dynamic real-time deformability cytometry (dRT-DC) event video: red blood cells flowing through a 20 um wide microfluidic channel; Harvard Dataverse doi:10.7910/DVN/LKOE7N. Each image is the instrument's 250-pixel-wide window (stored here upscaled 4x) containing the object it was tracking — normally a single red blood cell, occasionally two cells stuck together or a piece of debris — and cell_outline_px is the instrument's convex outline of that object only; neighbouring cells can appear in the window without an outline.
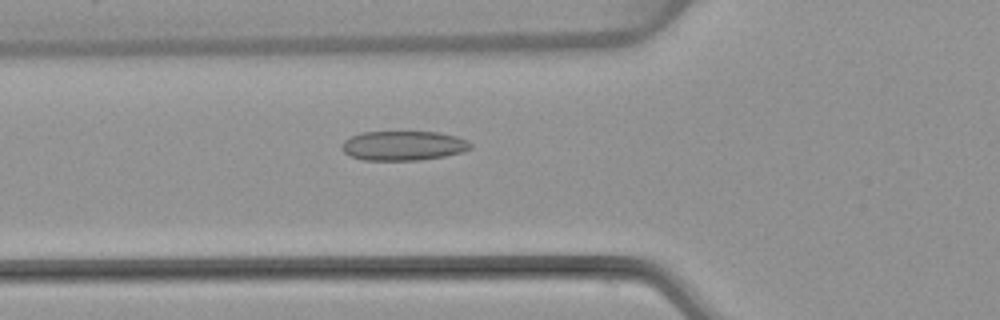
{"species": "common noctule bat (a hibernating species)", "species_latin": "Nyctalus noctula", "temperature_condition": "warm", "stored_images_in_passage": 53, "camera_frame_rate_fps": 3000, "um_per_image_px": 0.085, "animal": {"sex": "female", "body_mass_g": 22.7, "forearm_length_mm": 54.2}, "frame": {"image": 1, "passage_image": 19, "time_ms": 6.0, "image_size_px": [1000, 320], "cell_outline_px": [[472, 148], [464, 152], [444, 156], [420, 160], [364, 160], [352, 156], [344, 152], [340, 148], [340, 144], [344, 140], [360, 132], [436, 132], [456, 136], [468, 140], [472, 144]], "centroid_in_image_um": [34.29, 12.38], "position_along_channel_um": 91.5, "area_um2": 22.25}}
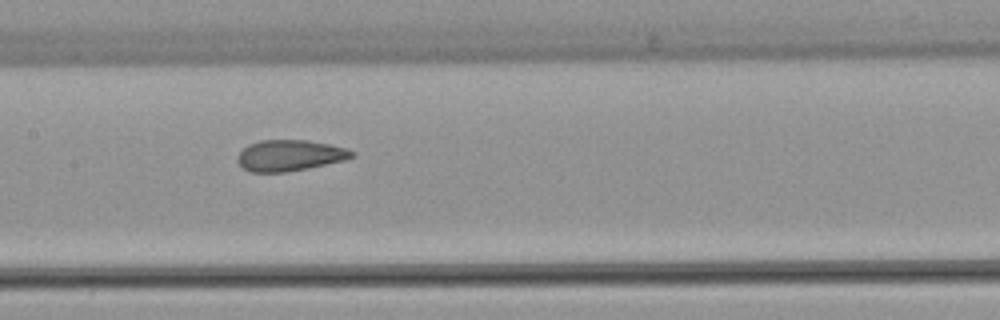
{"frame": {"image": 2, "passage_image": 26, "time_ms": 8.333, "image_size_px": [1000, 320], "cell_outline_px": [[356, 156], [344, 160], [308, 168], [288, 172], [252, 172], [244, 168], [236, 160], [236, 156], [248, 144], [260, 140], [308, 140], [348, 148], [356, 152]], "centroid_in_image_um": [24.65, 13.21], "position_along_channel_um": 182.8, "area_um2": 20.81}}
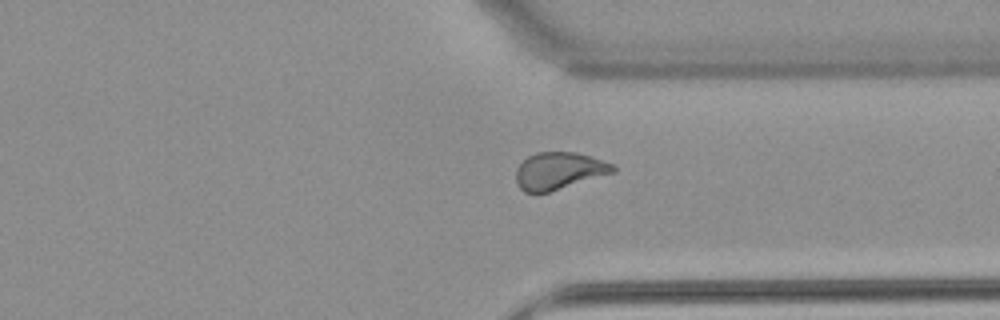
{"frame": {"image": 3, "passage_image": 40, "time_ms": 13.0, "image_size_px": [1000, 320], "cell_outline_px": [[616, 172], [548, 192], [524, 192], [516, 184], [516, 168], [528, 156], [536, 152], [576, 152], [616, 164]], "centroid_in_image_um": [47.53, 14.51], "position_along_channel_um": 363.9, "area_um2": 21.04}, "authors_computed_cell_mechanics": {"area_um2": 22.253, "velocity_mm_per_s": 3.8841, "shape_relaxation_time_tau1_ms": 8.8619, "shape_relaxation_time_tau2_ms": 1.1902, "deformation_change_tau1": 0.2086, "deformation_change_tau2": 0.0767}}